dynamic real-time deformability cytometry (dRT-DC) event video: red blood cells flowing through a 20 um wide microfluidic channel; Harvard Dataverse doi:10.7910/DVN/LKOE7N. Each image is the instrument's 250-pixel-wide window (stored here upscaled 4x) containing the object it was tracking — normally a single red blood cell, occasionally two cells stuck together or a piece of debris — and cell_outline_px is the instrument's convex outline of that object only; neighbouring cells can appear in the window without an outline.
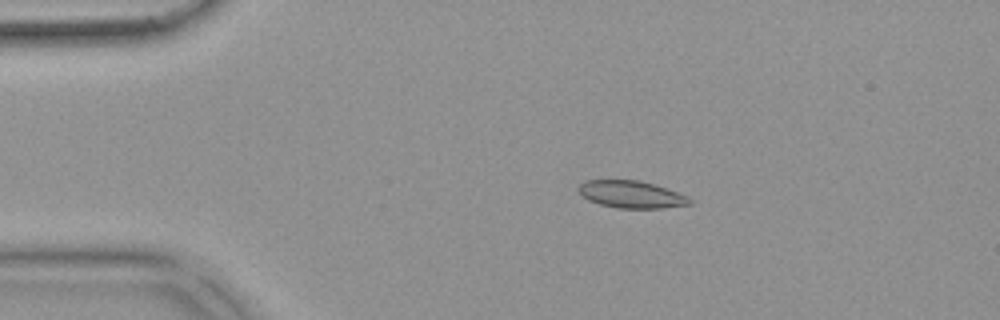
{"species": "common noctule bat (a hibernating species)", "species_latin": "Nyctalus noctula", "temperature_condition": "warm", "stored_images_in_passage": 52, "camera_frame_rate_fps": 3000, "um_per_image_px": 0.085, "animal": {"sex": "female", "body_mass_g": 18.4}, "frame": {"image": 1, "passage_image": 10, "time_ms": 3.0, "image_size_px": [1000, 320], "cell_outline_px": [[692, 204], [660, 208], [616, 208], [600, 204], [588, 200], [576, 188], [584, 180], [640, 180], [688, 196], [692, 200]], "centroid_in_image_um": [53.64, 16.52], "position_along_channel_um": 31.4, "area_um2": 17.51}}
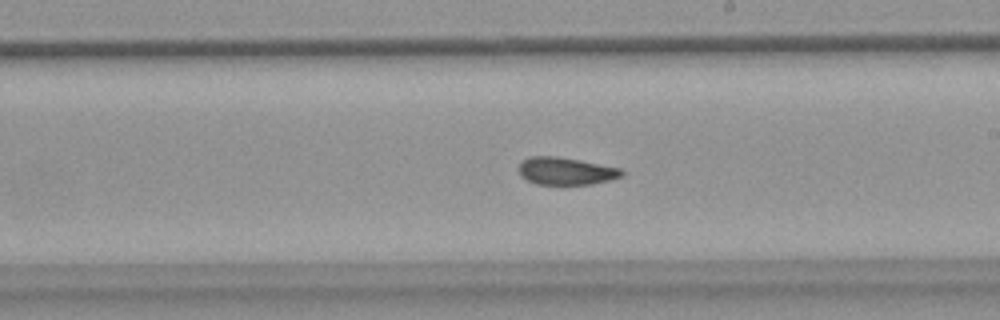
{"frame": {"image": 2, "passage_image": 30, "time_ms": 9.667, "image_size_px": [1000, 320], "cell_outline_px": [[624, 176], [592, 184], [536, 184], [520, 176], [520, 164], [528, 156], [556, 156], [580, 160], [620, 168], [624, 172]], "centroid_in_image_um": [48.11, 14.54], "position_along_channel_um": 240.9, "area_um2": 16.36}}
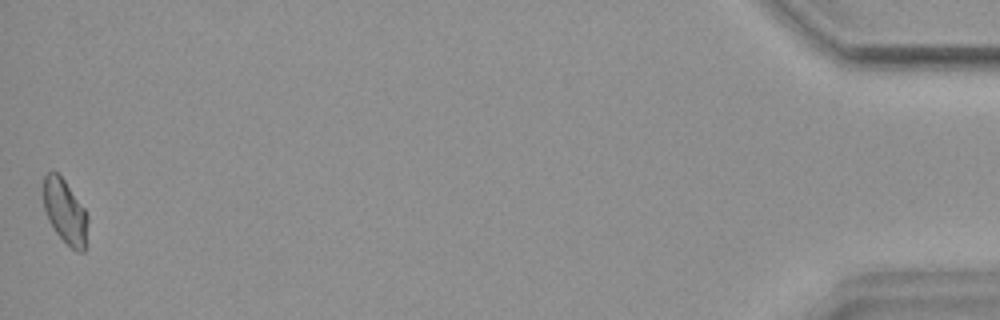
{"frame": {"image": 3, "passage_image": 52, "time_ms": 17.0, "image_size_px": [1000, 320], "cell_outline_px": [[88, 220], [84, 252], [76, 252], [56, 232], [48, 220], [44, 208], [44, 176], [48, 172], [56, 172], [64, 180], [84, 208], [88, 216]], "centroid_in_image_um": [5.54, 18.0], "position_along_channel_um": 429.7, "area_um2": 16.3}, "authors_computed_cell_mechanics": {"area_um2": 17.1955, "velocity_mm_per_s": 3.8701, "shape_relaxation_time_tau1_ms": null, "shape_relaxation_time_tau2_ms": 1.7496, "deformation_change_tau1": null, "deformation_change_tau2": 0.0579}}